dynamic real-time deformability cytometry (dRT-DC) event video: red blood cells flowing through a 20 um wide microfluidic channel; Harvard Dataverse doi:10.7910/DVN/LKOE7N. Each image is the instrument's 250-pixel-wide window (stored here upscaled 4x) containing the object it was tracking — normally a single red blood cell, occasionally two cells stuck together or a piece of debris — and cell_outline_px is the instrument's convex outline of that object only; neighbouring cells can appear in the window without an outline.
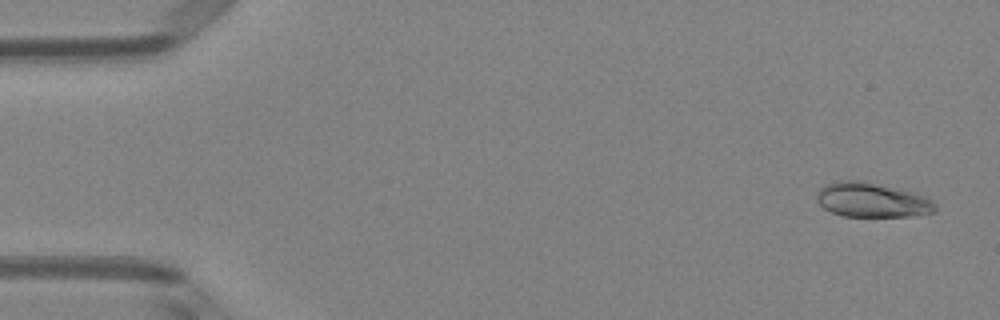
{"species": "Egyptian fruit bat (a non-hibernating species)", "species_latin": "Rousettus aegyptiacus", "temperature_condition": "room temperature", "stored_images_in_passage": 5, "camera_frame_rate_fps": 3000, "um_per_image_px": 0.085, "animal": {"sex": "female"}, "frame": {"image": 1, "passage_image": 1, "time_ms": 0.0, "image_size_px": [1000, 320], "cell_outline_px": [[936, 212], [912, 216], [844, 216], [832, 212], [824, 208], [816, 200], [816, 192], [824, 184], [840, 180], [856, 180], [916, 192], [928, 196], [936, 204]], "centroid_in_image_um": [74.14, 17.0], "position_along_channel_um": 10.9, "area_um2": 23.99}}